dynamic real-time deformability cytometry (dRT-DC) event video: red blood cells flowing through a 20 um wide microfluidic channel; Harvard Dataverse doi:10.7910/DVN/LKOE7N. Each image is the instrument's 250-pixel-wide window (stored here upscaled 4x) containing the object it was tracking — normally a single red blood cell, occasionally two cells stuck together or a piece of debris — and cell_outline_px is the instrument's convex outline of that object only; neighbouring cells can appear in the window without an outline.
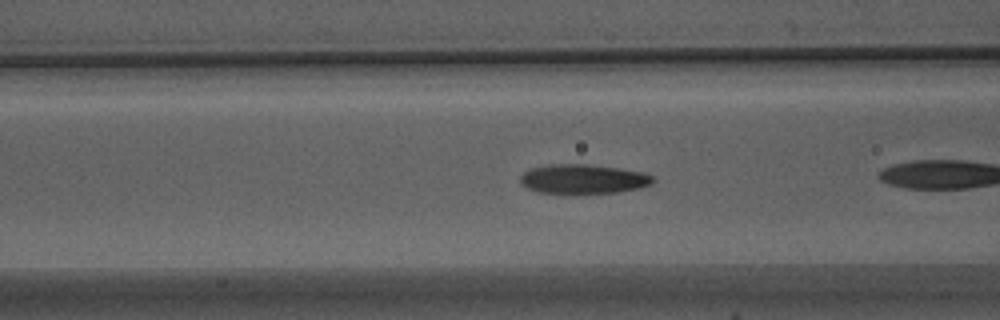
{"species": "Egyptian fruit bat (a non-hibernating species)", "species_latin": "Rousettus aegyptiacus", "temperature_condition": "warm", "stored_images_in_passage": 27, "camera_frame_rate_fps": 3000, "um_per_image_px": 0.085, "animal": {"sex": "male"}, "frame": {"image": 1, "passage_image": 5, "time_ms": 1.333, "image_size_px": [1000, 320], "cell_outline_px": [[656, 180], [652, 184], [640, 188], [616, 192], [536, 192], [520, 184], [520, 176], [524, 172], [532, 168], [548, 164], [588, 164], [620, 168], [644, 172], [652, 176]], "centroid_in_image_um": [49.59, 15.19], "position_along_channel_um": 117.0, "area_um2": 22.54}}
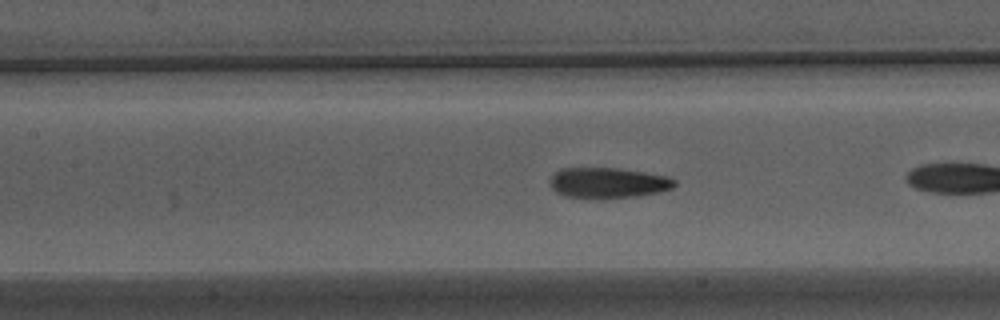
{"frame": {"image": 2, "passage_image": 8, "time_ms": 2.333, "image_size_px": [1000, 320], "cell_outline_px": [[676, 184], [672, 188], [660, 192], [636, 196], [564, 196], [556, 192], [548, 184], [548, 180], [560, 168], [616, 168], [644, 172], [668, 176], [676, 180]], "centroid_in_image_um": [51.68, 15.5], "position_along_channel_um": 155.7, "area_um2": 21.62}, "authors_computed_cell_mechanics": {"area_um2": 22.6576, "velocity_mm_per_s": 3.8541, "shape_relaxation_time_tau1_ms": 3.4168, "shape_relaxation_time_tau2_ms": 0.9582, "deformation_change_tau1": 0.1355, "deformation_change_tau2": 0.0572}}